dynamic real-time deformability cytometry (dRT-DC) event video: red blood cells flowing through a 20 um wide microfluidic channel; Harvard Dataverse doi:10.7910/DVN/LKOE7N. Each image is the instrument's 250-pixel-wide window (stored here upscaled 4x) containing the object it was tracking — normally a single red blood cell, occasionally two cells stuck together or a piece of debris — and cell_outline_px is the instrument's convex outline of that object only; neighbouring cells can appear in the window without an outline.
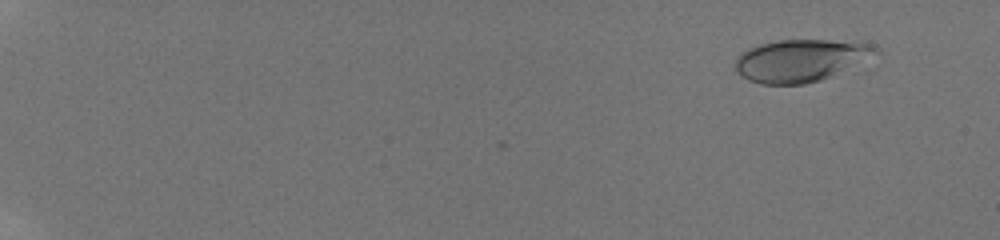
{"species": "human", "species_latin": "Homo sapiens", "temperature_condition": "room temperature", "stored_images_in_passage": 46, "camera_frame_rate_fps": 3000, "um_per_image_px": 0.085, "donor": {"sex": "male"}, "frame": {"image": 1, "passage_image": 5, "time_ms": 1.667, "image_size_px": [1000, 240], "cell_outline_px": [[880, 52], [820, 80], [804, 84], [760, 84], [748, 80], [736, 68], [736, 60], [740, 52], [748, 48], [760, 44], [780, 40], [828, 40], [868, 44], [880, 48]], "centroid_in_image_um": [67.99, 5.13], "position_along_channel_um": 17.0, "area_um2": 33.76}}
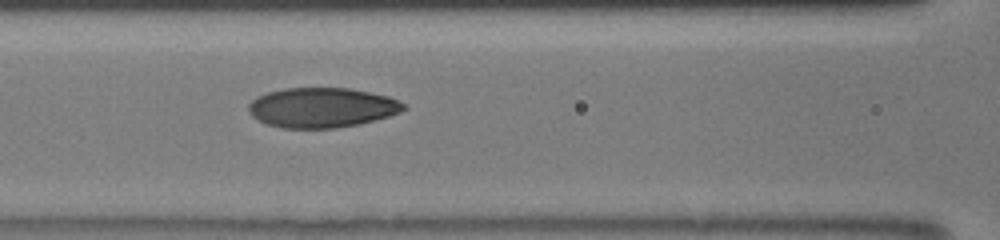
{"frame": {"image": 2, "passage_image": 25, "time_ms": 9.333, "image_size_px": [1000, 240], "cell_outline_px": [[408, 108], [400, 112], [388, 116], [360, 124], [336, 128], [284, 128], [268, 124], [252, 116], [248, 112], [248, 104], [256, 96], [268, 92], [284, 88], [348, 88], [388, 96], [404, 104]], "centroid_in_image_um": [27.34, 9.14], "position_along_channel_um": 139.3, "area_um2": 35.95}}
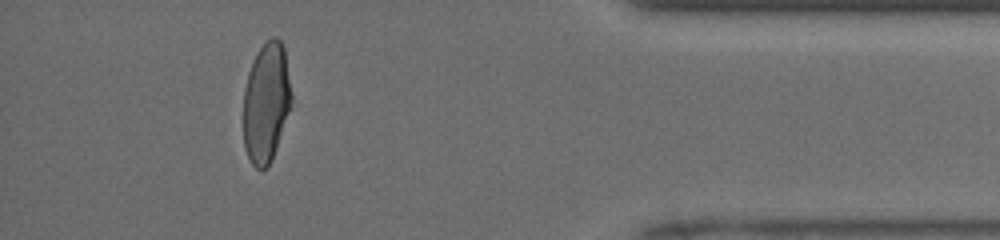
{"frame": {"image": 3, "passage_image": 43, "time_ms": 16.667, "image_size_px": [1000, 240], "cell_outline_px": [[292, 100], [276, 148], [268, 164], [264, 168], [256, 168], [252, 164], [244, 148], [244, 88], [248, 72], [260, 48], [272, 36], [276, 36], [284, 44], [292, 96]], "centroid_in_image_um": [22.63, 8.67], "position_along_channel_um": 412.6, "area_um2": 33.12}, "authors_computed_cell_mechanics": {"area_um2": 34.5933, "velocity_mm_per_s": 4.1529, "shape_relaxation_time_tau1_ms": 4.006, "shape_relaxation_time_tau2_ms": 0.9929, "deformation_change_tau1": 0.1894, "deformation_change_tau2": 0.062}}